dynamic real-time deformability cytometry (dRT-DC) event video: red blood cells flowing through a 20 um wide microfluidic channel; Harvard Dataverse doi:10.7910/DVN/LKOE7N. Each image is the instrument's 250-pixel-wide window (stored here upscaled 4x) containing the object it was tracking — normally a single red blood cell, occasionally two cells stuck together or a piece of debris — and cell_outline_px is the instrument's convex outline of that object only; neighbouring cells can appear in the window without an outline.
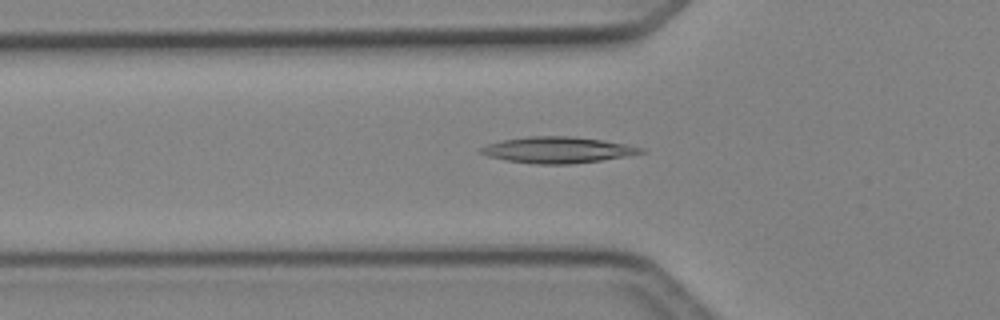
{"species": "Egyptian fruit bat (a non-hibernating species)", "species_latin": "Rousettus aegyptiacus", "temperature_condition": "cold", "stored_images_in_passage": 38, "camera_frame_rate_fps": 3000, "um_per_image_px": 0.085, "animal": {"sex": "female"}, "frame": {"image": 1, "passage_image": 6, "time_ms": 1.667, "image_size_px": [1000, 320], "cell_outline_px": [[648, 152], [600, 160], [568, 164], [536, 164], [508, 160], [488, 156], [480, 152], [480, 148], [488, 144], [504, 140], [528, 136], [572, 136], [604, 140], [644, 148]], "centroid_in_image_um": [47.42, 12.73], "position_along_channel_um": 78.4, "area_um2": 24.1}}
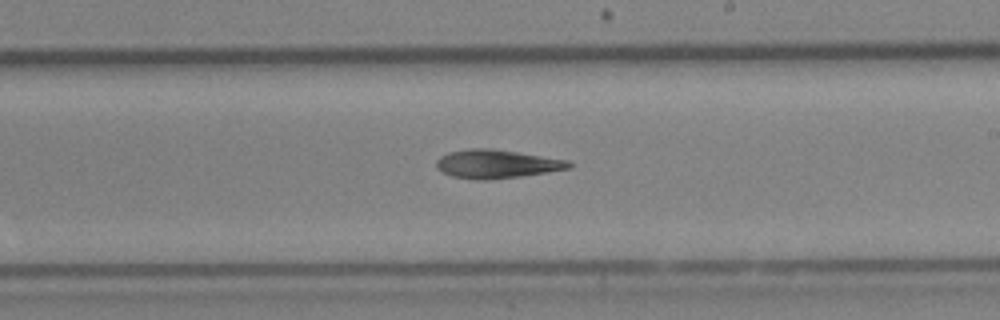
{"frame": {"image": 2, "passage_image": 18, "time_ms": 5.667, "image_size_px": [1000, 320], "cell_outline_px": [[572, 164], [568, 168], [548, 172], [520, 176], [484, 180], [476, 180], [452, 176], [436, 168], [436, 160], [440, 156], [448, 152], [472, 148], [492, 148], [568, 160]], "centroid_in_image_um": [42.17, 13.93], "position_along_channel_um": 246.8, "area_um2": 21.91}}
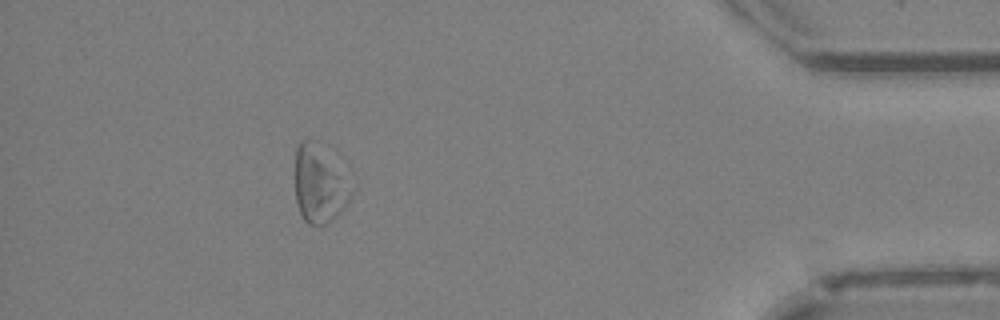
{"frame": {"image": 3, "passage_image": 33, "time_ms": 10.667, "image_size_px": [1000, 320], "cell_outline_px": [[356, 188], [344, 208], [328, 224], [308, 224], [304, 220], [300, 212], [296, 200], [296, 148], [300, 140], [308, 136], [352, 172], [356, 176]], "centroid_in_image_um": [27.29, 15.59], "position_along_channel_um": 407.9, "area_um2": 26.99}}